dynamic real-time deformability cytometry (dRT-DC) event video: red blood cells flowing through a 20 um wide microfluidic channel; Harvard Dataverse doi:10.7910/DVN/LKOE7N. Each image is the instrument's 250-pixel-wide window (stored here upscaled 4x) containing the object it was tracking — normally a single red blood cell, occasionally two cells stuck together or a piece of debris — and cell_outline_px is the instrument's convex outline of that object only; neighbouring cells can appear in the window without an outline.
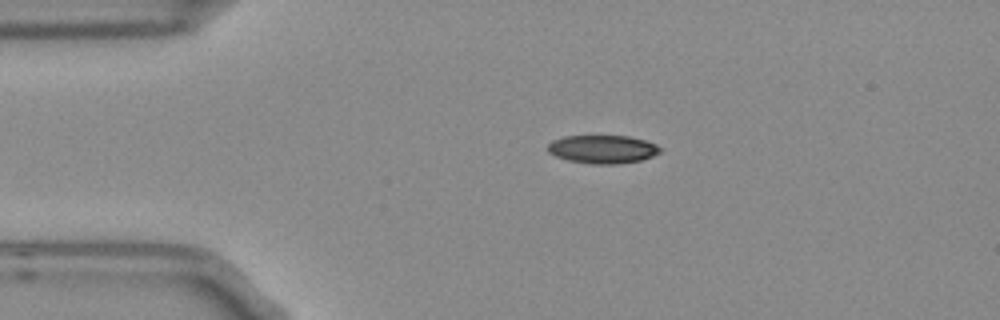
{"species": "Egyptian fruit bat (a non-hibernating species)", "species_latin": "Rousettus aegyptiacus", "temperature_condition": "room temperature", "stored_images_in_passage": 2, "camera_frame_rate_fps": 3000, "um_per_image_px": 0.085, "frame": {"image": 1, "passage_image": 1, "time_ms": 0.0, "image_size_px": [1000, 320], "cell_outline_px": [[660, 152], [652, 156], [640, 160], [620, 164], [592, 164], [568, 160], [556, 156], [548, 152], [548, 144], [552, 140], [564, 136], [628, 136], [644, 140], [656, 144], [660, 148]], "centroid_in_image_um": [51.21, 12.68], "position_along_channel_um": 33.8, "area_um2": 18.44}}
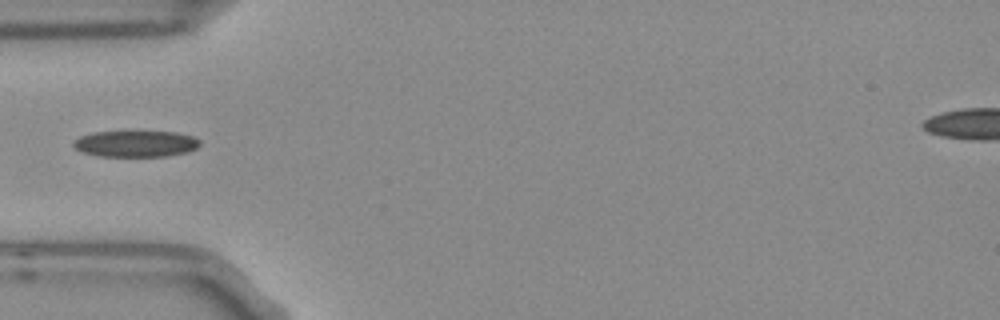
{"frame": {"image": 2, "passage_image": 2, "time_ms": 0.333, "image_size_px": [1000, 320], "cell_outline_px": [[200, 144], [196, 148], [188, 152], [168, 156], [100, 156], [84, 152], [76, 148], [72, 144], [80, 136], [92, 132], [176, 132], [192, 136], [200, 140]], "centroid_in_image_um": [11.57, 12.22], "position_along_channel_um": 73.4, "area_um2": 19.19}}